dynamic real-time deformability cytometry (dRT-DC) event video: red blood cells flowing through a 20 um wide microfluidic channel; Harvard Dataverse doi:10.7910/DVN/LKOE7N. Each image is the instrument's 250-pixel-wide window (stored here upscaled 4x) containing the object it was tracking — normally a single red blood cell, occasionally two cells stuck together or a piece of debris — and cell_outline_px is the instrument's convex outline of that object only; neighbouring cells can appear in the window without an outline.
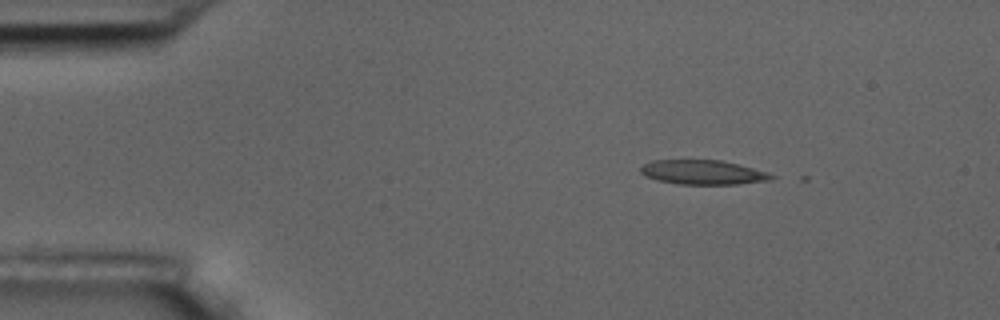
{"species": "common noctule bat (a hibernating species)", "species_latin": "Nyctalus noctula", "temperature_condition": "room temperature", "stored_images_in_passage": 3, "camera_frame_rate_fps": 3000, "um_per_image_px": 0.085, "animal": {"sex": "male", "body_mass_g": 17.5, "forearm_length_mm": 52.3}, "frame": {"image": 1, "passage_image": 2, "time_ms": 0.333, "image_size_px": [1000, 320], "cell_outline_px": [[776, 176], [772, 180], [736, 184], [680, 184], [656, 180], [644, 176], [640, 172], [640, 168], [644, 164], [652, 160], [720, 160], [740, 164], [768, 172]], "centroid_in_image_um": [59.76, 14.64], "position_along_channel_um": 25.2, "area_um2": 18.73}}